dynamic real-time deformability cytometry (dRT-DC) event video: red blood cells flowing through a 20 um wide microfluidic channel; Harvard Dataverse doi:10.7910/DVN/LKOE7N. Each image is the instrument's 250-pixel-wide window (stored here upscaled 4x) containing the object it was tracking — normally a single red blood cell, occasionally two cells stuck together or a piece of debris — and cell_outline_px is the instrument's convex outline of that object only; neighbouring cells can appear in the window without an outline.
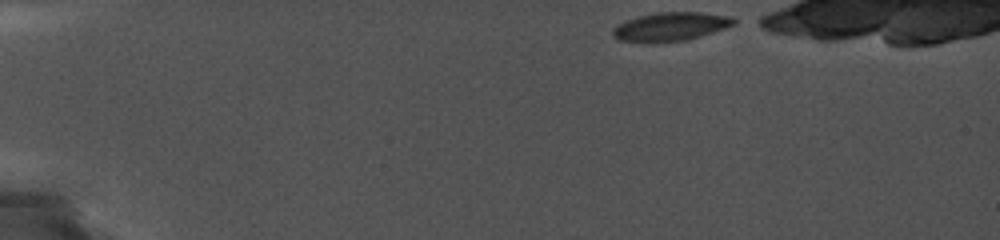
{"species": "common noctule bat (a hibernating species)", "species_latin": "Nyctalus noctula", "temperature_condition": "cold", "stored_images_in_passage": 43, "camera_frame_rate_fps": 5000, "um_per_image_px": 0.085, "animal": {"sex": "female", "body_mass_g": 19.0, "forearm_length_mm": 56.7}, "frame": {"image": 1, "passage_image": 1, "time_ms": 0.0, "image_size_px": [1000, 240], "cell_outline_px": [[740, 20], [736, 24], [688, 40], [656, 44], [648, 44], [620, 40], [612, 36], [612, 28], [616, 24], [640, 16], [656, 12], [700, 12], [732, 16]], "centroid_in_image_um": [57.0, 2.28], "position_along_channel_um": 28.0, "area_um2": 20.75}}
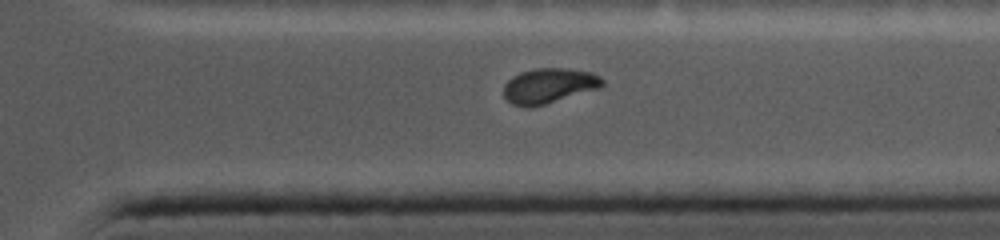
{"frame": {"image": 2, "passage_image": 35, "time_ms": 11.6, "image_size_px": [1000, 240], "cell_outline_px": [[604, 84], [600, 88], [532, 108], [524, 108], [512, 104], [504, 96], [504, 84], [512, 76], [520, 72], [536, 68], [568, 68], [592, 72], [600, 76], [604, 80]], "centroid_in_image_um": [46.66, 7.29], "position_along_channel_um": 364.7, "area_um2": 20.46}}
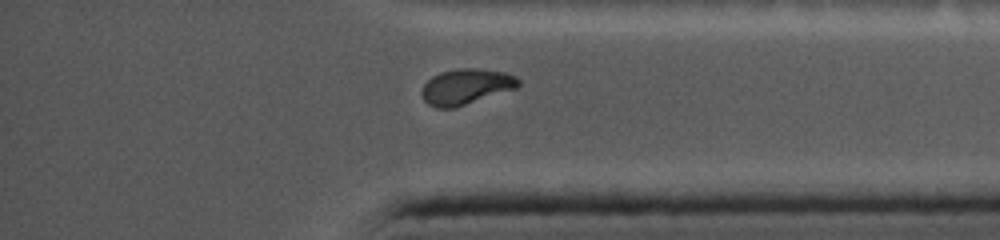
{"frame": {"image": 3, "passage_image": 38, "time_ms": 12.4, "image_size_px": [1000, 240], "cell_outline_px": [[520, 84], [516, 88], [452, 108], [436, 108], [428, 104], [424, 100], [420, 92], [424, 84], [432, 76], [440, 72], [460, 68], [472, 68], [508, 72], [516, 76], [520, 80]], "centroid_in_image_um": [39.6, 7.35], "position_along_channel_um": 395.6, "area_um2": 19.94}}